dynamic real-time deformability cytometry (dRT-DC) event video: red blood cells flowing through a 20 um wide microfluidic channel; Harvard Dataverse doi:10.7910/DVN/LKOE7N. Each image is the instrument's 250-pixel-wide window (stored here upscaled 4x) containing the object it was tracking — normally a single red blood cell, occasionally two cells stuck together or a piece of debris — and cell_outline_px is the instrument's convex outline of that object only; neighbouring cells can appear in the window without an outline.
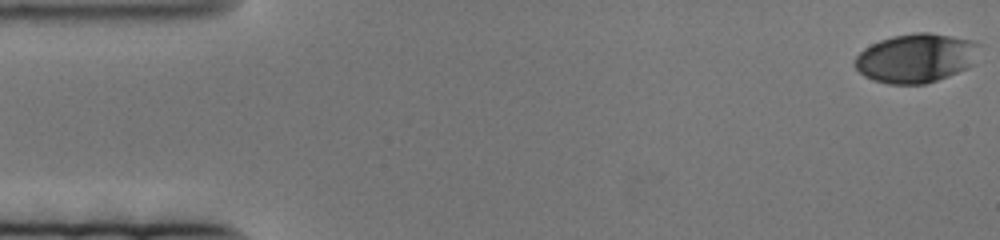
{"species": "human", "species_latin": "Homo sapiens", "temperature_condition": "cold", "stored_images_in_passage": 81, "camera_frame_rate_fps": 3000, "um_per_image_px": 0.085, "donor": {"sex": "female"}, "frame": {"image": 1, "passage_image": 1, "time_ms": 0.0, "image_size_px": [1000, 240], "cell_outline_px": [[984, 44], [972, 64], [968, 68], [948, 76], [924, 84], [888, 84], [872, 80], [864, 76], [852, 64], [856, 56], [864, 48], [880, 40], [892, 36], [916, 32], [928, 32], [976, 40]], "centroid_in_image_um": [77.89, 4.92], "position_along_channel_um": 7.1, "area_um2": 36.07}}
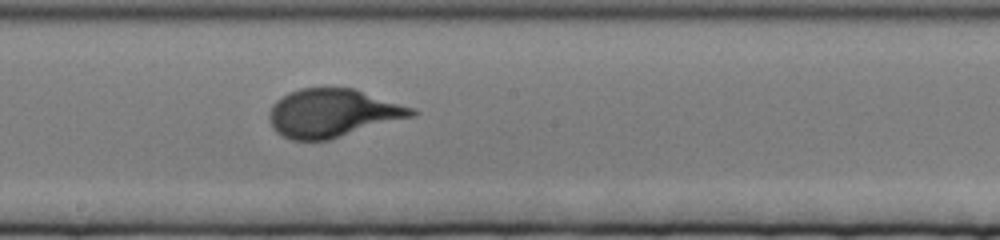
{"frame": {"image": 2, "passage_image": 43, "time_ms": 14.0, "image_size_px": [1000, 240], "cell_outline_px": [[420, 112], [416, 116], [328, 140], [292, 140], [280, 136], [272, 128], [268, 116], [272, 104], [276, 100], [288, 92], [300, 88], [356, 88], [416, 108]], "centroid_in_image_um": [28.31, 9.61], "position_along_channel_um": 219.9, "area_um2": 40.69}}
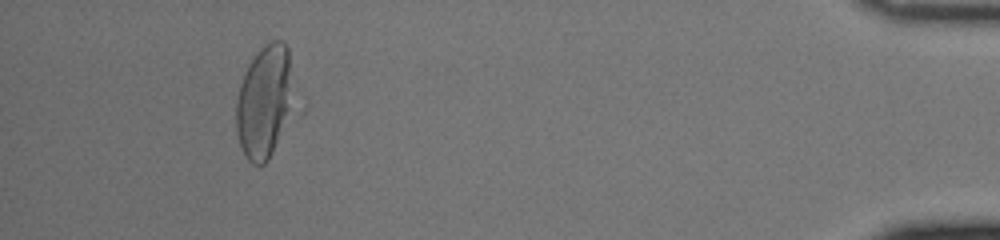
{"frame": {"image": 3, "passage_image": 75, "time_ms": 24.667, "image_size_px": [1000, 240], "cell_outline_px": [[304, 112], [268, 160], [264, 164], [252, 164], [244, 156], [236, 132], [236, 100], [240, 84], [244, 72], [248, 64], [260, 48], [264, 44], [272, 40], [284, 40], [288, 48], [304, 108]], "centroid_in_image_um": [22.72, 8.69], "position_along_channel_um": 412.5, "area_um2": 42.6}}